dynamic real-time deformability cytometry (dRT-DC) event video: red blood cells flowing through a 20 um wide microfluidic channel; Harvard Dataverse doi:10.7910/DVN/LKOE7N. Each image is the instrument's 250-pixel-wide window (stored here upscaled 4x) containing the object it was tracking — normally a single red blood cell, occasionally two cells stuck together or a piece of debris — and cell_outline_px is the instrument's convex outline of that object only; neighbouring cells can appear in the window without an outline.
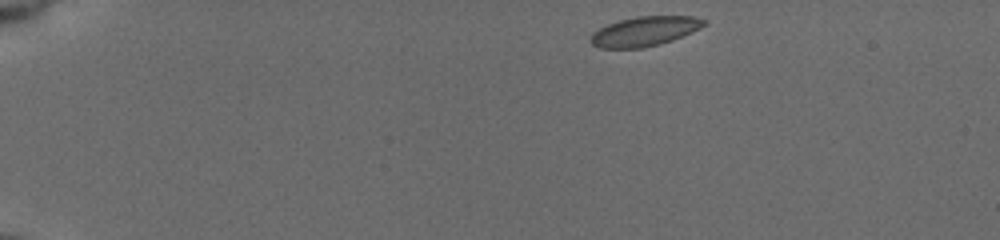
{"species": "common noctule bat (a hibernating species)", "species_latin": "Nyctalus noctula", "temperature_condition": "cold", "stored_images_in_passage": 47, "camera_frame_rate_fps": 3000, "um_per_image_px": 0.085, "animal": {"sex": "female", "body_mass_g": 19.5, "forearm_length_mm": 54.1}, "frame": {"image": 1, "passage_image": 1, "time_ms": 0.0, "image_size_px": [1000, 240], "cell_outline_px": [[708, 24], [700, 28], [672, 40], [660, 44], [640, 48], [600, 48], [592, 44], [588, 40], [592, 32], [608, 24], [620, 20], [636, 16], [692, 16], [708, 20]], "centroid_in_image_um": [54.79, 2.65], "position_along_channel_um": 30.2, "area_um2": 19.59}}
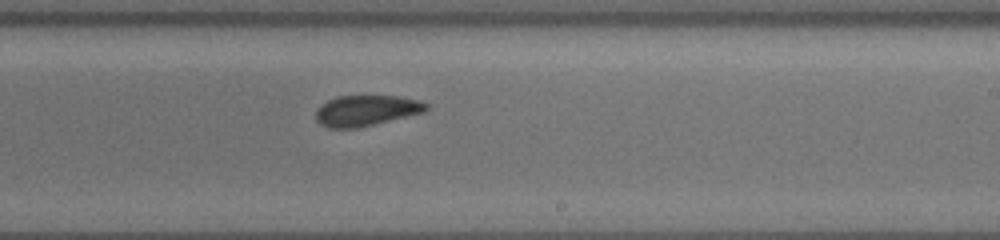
{"frame": {"image": 2, "passage_image": 27, "time_ms": 8.667, "image_size_px": [1000, 240], "cell_outline_px": [[428, 108], [424, 112], [356, 128], [328, 128], [320, 124], [316, 120], [316, 108], [320, 104], [336, 96], [400, 96], [420, 100], [428, 104]], "centroid_in_image_um": [31.1, 9.38], "position_along_channel_um": 257.9, "area_um2": 19.77}}
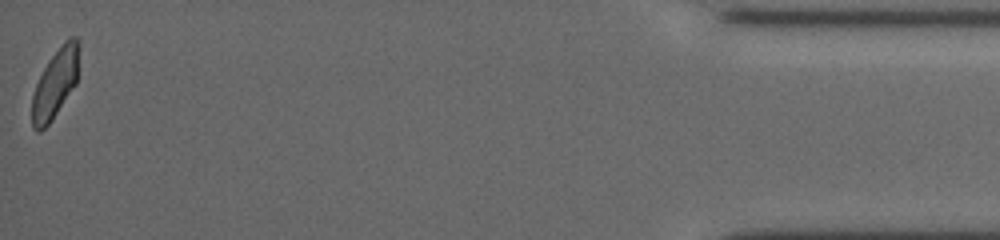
{"frame": {"image": 3, "passage_image": 47, "time_ms": 15.333, "image_size_px": [1000, 240], "cell_outline_px": [[80, 48], [76, 84], [52, 120], [40, 132], [36, 132], [32, 128], [32, 96], [36, 84], [48, 60], [64, 40], [68, 36], [76, 36], [80, 44]], "centroid_in_image_um": [4.71, 7.06], "position_along_channel_um": 430.5, "area_um2": 19.13}, "authors_computed_cell_mechanics": {"area_um2": 20.0566, "velocity_mm_per_s": 3.7268, "shape_relaxation_time_tau1_ms": 4.9862, "shape_relaxation_time_tau2_ms": 1.9553, "deformation_change_tau1": 0.0879, "deformation_change_tau2": 0.0434}}